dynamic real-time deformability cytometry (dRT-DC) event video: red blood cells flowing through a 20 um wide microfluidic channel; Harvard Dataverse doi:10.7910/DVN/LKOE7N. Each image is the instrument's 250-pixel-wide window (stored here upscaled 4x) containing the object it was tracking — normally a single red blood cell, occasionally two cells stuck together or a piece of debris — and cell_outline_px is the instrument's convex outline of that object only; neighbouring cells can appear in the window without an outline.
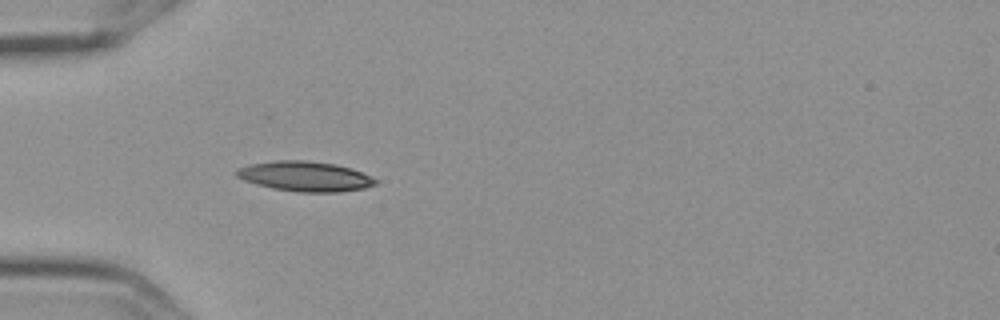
{"species": "Egyptian fruit bat (a non-hibernating species)", "species_latin": "Rousettus aegyptiacus", "temperature_condition": "cold", "stored_images_in_passage": 4, "camera_frame_rate_fps": 3000, "um_per_image_px": 0.085, "frame": {"image": 1, "passage_image": 4, "time_ms": 1.0, "image_size_px": [1000, 320], "cell_outline_px": [[376, 184], [364, 188], [336, 192], [300, 192], [272, 188], [256, 184], [244, 180], [236, 176], [236, 168], [248, 164], [276, 160], [308, 160], [336, 164], [352, 168], [376, 180]], "centroid_in_image_um": [25.88, 14.97], "position_along_channel_um": 59.1, "area_um2": 24.22}}